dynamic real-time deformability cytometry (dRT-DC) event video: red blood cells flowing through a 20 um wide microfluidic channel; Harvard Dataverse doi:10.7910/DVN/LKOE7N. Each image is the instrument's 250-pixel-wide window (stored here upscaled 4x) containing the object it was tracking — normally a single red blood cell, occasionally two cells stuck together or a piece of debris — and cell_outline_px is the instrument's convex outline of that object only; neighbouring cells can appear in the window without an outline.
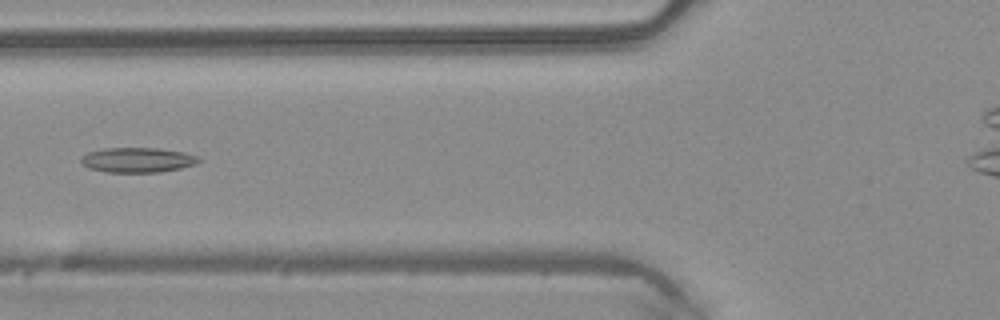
{"species": "common noctule bat (a hibernating species)", "species_latin": "Nyctalus noctula", "temperature_condition": "warm", "stored_images_in_passage": 36, "camera_frame_rate_fps": 3000, "um_per_image_px": 0.085, "animal": {"sex": "male", "body_mass_g": 20.4}, "frame": {"image": 1, "passage_image": 12, "time_ms": 3.667, "image_size_px": [1000, 320], "cell_outline_px": [[200, 160], [196, 164], [180, 168], [160, 172], [104, 172], [88, 168], [80, 160], [80, 156], [88, 152], [104, 148], [156, 148], [184, 152], [196, 156]], "centroid_in_image_um": [11.65, 13.6], "position_along_channel_um": 114.2, "area_um2": 17.05}}
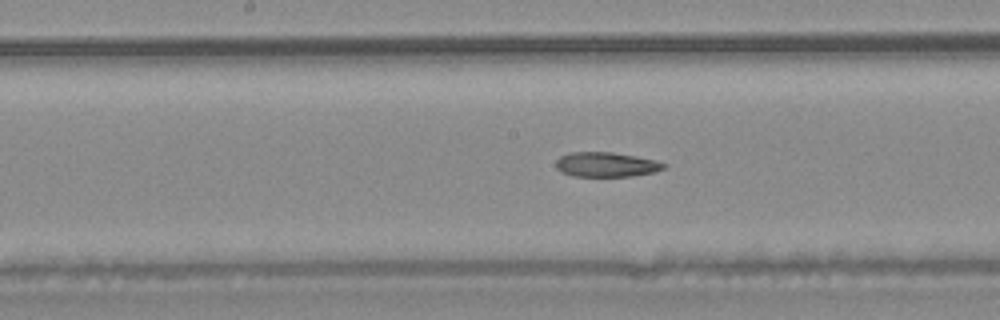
{"frame": {"image": 2, "passage_image": 18, "time_ms": 5.667, "image_size_px": [1000, 320], "cell_outline_px": [[668, 164], [664, 168], [652, 172], [632, 176], [572, 176], [560, 172], [556, 168], [556, 160], [560, 156], [568, 152], [612, 152], [636, 156], [656, 160]], "centroid_in_image_um": [51.49, 13.98], "position_along_channel_um": 196.7, "area_um2": 15.61}}
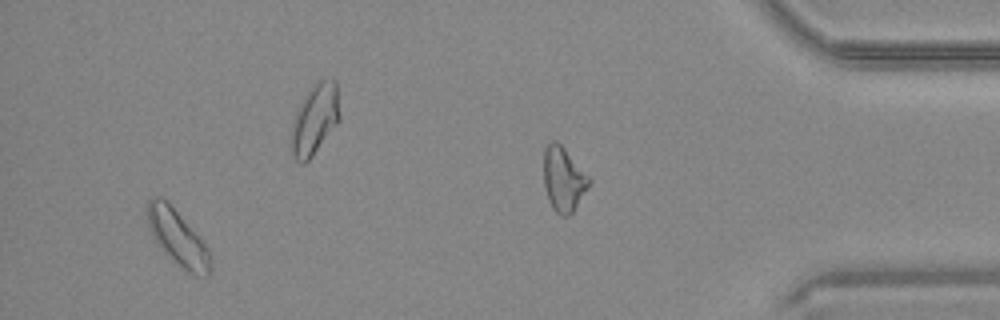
{"frame": {"image": 3, "passage_image": 33, "time_ms": 10.667, "image_size_px": [1000, 320], "cell_outline_px": [[212, 268], [208, 276], [196, 276], [188, 272], [168, 256], [156, 244], [148, 228], [148, 200], [152, 196], [160, 196], [168, 200], [208, 248], [212, 256]], "centroid_in_image_um": [15.11, 20.21], "position_along_channel_um": 420.1, "area_um2": 20.58}, "authors_computed_cell_mechanics": {"area_um2": 17.1955, "velocity_mm_per_s": 4.1135, "shape_relaxation_time_tau1_ms": null, "shape_relaxation_time_tau2_ms": 7.734, "deformation_change_tau1": null, "deformation_change_tau2": 0.1796}}